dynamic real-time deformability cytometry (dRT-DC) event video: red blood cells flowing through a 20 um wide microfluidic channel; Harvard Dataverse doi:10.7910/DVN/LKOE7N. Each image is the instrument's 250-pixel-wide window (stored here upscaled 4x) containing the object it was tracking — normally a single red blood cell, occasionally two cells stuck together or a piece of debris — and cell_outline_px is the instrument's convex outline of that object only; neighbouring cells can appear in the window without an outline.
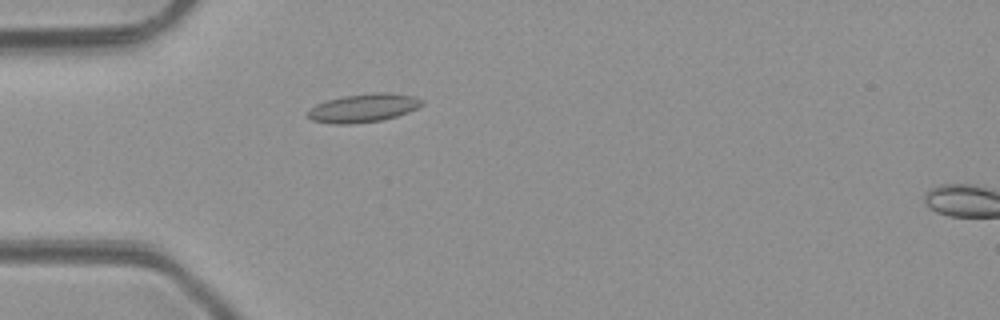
{"species": "common noctule bat (a hibernating species)", "species_latin": "Nyctalus noctula", "temperature_condition": "room temperature", "stored_images_in_passage": 5, "camera_frame_rate_fps": 3000, "um_per_image_px": 0.085, "animal": {"sex": "male", "body_mass_g": 23.1, "forearm_length_mm": 52.7}, "frame": {"image": 1, "passage_image": 4, "time_ms": 4.667, "image_size_px": [1000, 320], "cell_outline_px": [[424, 104], [408, 112], [396, 116], [380, 120], [348, 124], [332, 124], [312, 120], [308, 116], [308, 112], [316, 104], [328, 100], [344, 96], [376, 92], [388, 92], [412, 96], [424, 100]], "centroid_in_image_um": [30.91, 9.17], "position_along_channel_um": 54.1, "area_um2": 18.67}}